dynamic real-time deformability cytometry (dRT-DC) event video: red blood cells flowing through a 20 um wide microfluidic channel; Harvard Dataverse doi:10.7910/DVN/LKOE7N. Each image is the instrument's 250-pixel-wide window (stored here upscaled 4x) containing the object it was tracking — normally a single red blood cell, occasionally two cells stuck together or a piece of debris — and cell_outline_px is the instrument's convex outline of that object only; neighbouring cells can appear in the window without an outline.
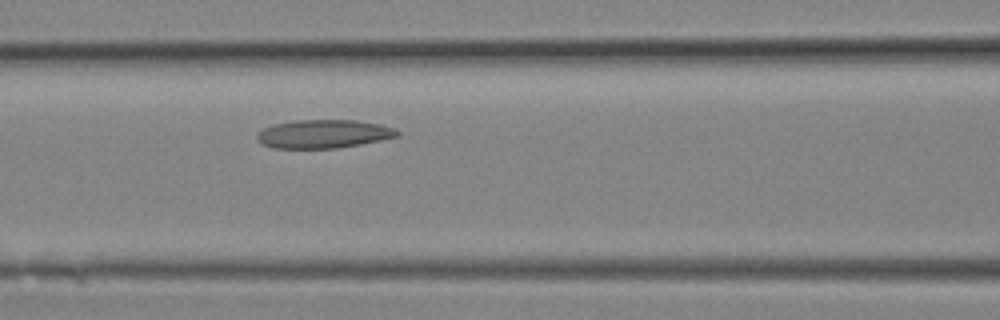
{"species": "Egyptian fruit bat (a non-hibernating species)", "species_latin": "Rousettus aegyptiacus", "temperature_condition": "room temperature", "stored_images_in_passage": 7, "camera_frame_rate_fps": 3000, "um_per_image_px": 0.085, "animal": {"sex": "female"}, "frame": {"image": 1, "passage_image": 7, "time_ms": 2.0, "image_size_px": [1000, 320], "cell_outline_px": [[400, 136], [360, 144], [336, 148], [272, 148], [264, 144], [256, 136], [264, 128], [276, 124], [296, 120], [356, 120], [380, 124], [396, 128], [400, 132]], "centroid_in_image_um": [27.57, 11.38], "position_along_channel_um": 139.0, "area_um2": 23.06}}